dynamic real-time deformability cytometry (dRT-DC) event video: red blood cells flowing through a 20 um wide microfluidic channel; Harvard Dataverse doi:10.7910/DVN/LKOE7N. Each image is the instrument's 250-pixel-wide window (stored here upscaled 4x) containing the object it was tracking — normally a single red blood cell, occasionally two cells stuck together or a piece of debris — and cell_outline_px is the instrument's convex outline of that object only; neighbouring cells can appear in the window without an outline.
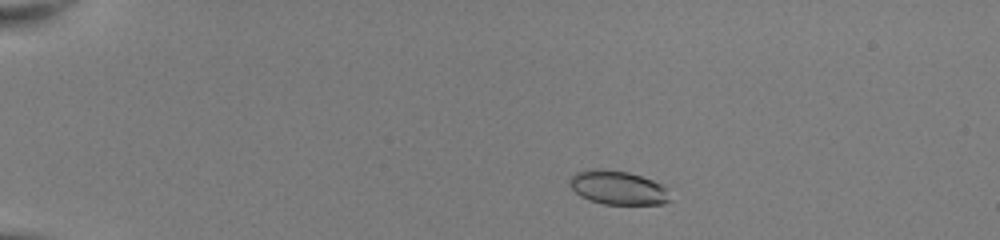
{"species": "common noctule bat (a hibernating species)", "species_latin": "Nyctalus noctula", "temperature_condition": "room temperature", "stored_images_in_passage": 48, "camera_frame_rate_fps": 3000, "um_per_image_px": 0.085, "animal": {"sex": "female", "body_mass_g": 22.0, "forearm_length_mm": 56.7}, "frame": {"image": 1, "passage_image": 7, "time_ms": 2.0, "image_size_px": [1000, 240], "cell_outline_px": [[668, 200], [660, 204], [604, 204], [580, 196], [568, 184], [568, 180], [576, 172], [592, 168], [596, 168], [628, 172], [652, 180], [668, 188]], "centroid_in_image_um": [52.48, 15.94], "position_along_channel_um": 32.5, "area_um2": 19.59}}
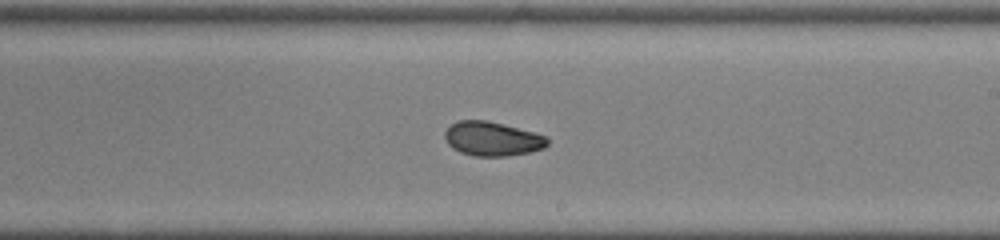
{"frame": {"image": 2, "passage_image": 29, "time_ms": 9.333, "image_size_px": [1000, 240], "cell_outline_px": [[548, 144], [544, 148], [528, 152], [504, 156], [476, 156], [460, 152], [452, 148], [448, 144], [444, 136], [444, 132], [456, 120], [488, 120], [548, 136]], "centroid_in_image_um": [41.83, 11.79], "position_along_channel_um": 247.2, "area_um2": 20.4}}
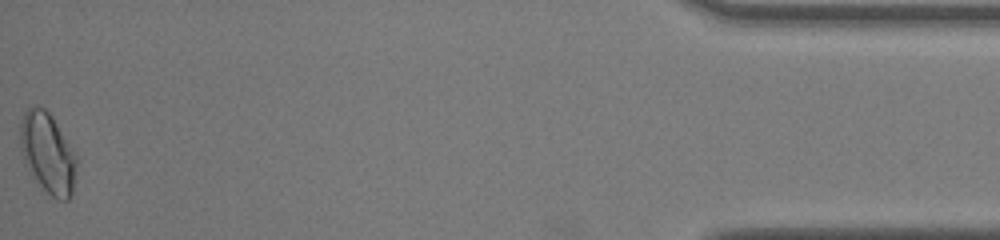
{"frame": {"image": 3, "passage_image": 48, "time_ms": 15.667, "image_size_px": [1000, 240], "cell_outline_px": [[76, 164], [72, 192], [68, 200], [56, 200], [40, 184], [24, 160], [20, 152], [20, 124], [24, 112], [28, 108], [44, 108], [52, 116], [76, 156]], "centroid_in_image_um": [4.04, 13.0], "position_along_channel_um": 431.2, "area_um2": 25.61}, "authors_computed_cell_mechanics": {"area_um2": 20.7502, "velocity_mm_per_s": 4.0612, "shape_relaxation_time_tau1_ms": 6.3435, "shape_relaxation_time_tau2_ms": 2.2949, "deformation_change_tau1": 0.1644, "deformation_change_tau2": 0.0685}}